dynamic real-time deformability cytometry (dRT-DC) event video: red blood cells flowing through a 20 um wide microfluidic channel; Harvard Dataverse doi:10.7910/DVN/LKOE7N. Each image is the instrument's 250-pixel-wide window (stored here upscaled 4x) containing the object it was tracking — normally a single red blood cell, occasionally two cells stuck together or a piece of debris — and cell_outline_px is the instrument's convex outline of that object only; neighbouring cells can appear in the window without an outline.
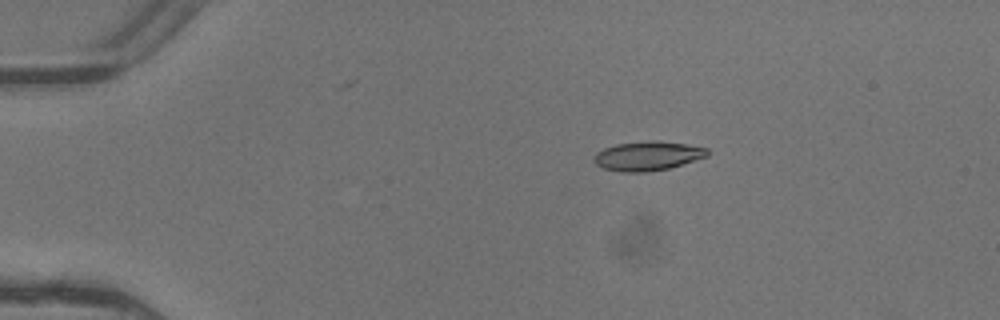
{"species": "common noctule bat (a hibernating species)", "species_latin": "Nyctalus noctula", "temperature_condition": "warm", "stored_images_in_passage": 4, "camera_frame_rate_fps": 3000, "um_per_image_px": 0.085, "animal": {"sex": "female"}, "frame": {"image": 1, "passage_image": 3, "time_ms": 0.667, "image_size_px": [1000, 320], "cell_outline_px": [[708, 156], [668, 168], [644, 172], [620, 172], [604, 168], [596, 164], [592, 160], [596, 152], [604, 148], [616, 144], [652, 140], [656, 140], [688, 144], [708, 148]], "centroid_in_image_um": [55.03, 13.24], "position_along_channel_um": 30.0, "area_um2": 19.31}}